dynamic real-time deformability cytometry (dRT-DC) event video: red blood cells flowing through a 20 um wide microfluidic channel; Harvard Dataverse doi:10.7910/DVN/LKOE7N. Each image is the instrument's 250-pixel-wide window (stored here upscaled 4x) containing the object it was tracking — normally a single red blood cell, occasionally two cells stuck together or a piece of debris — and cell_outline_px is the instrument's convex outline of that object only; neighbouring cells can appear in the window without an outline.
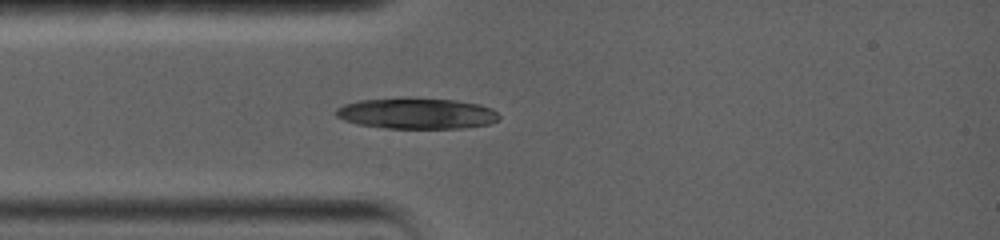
{"species": "common noctule bat (a hibernating species)", "species_latin": "Nyctalus noctula", "temperature_condition": "warm", "stored_images_in_passage": 9, "camera_frame_rate_fps": 5000, "um_per_image_px": 0.085, "animal": {"sex": "female", "body_mass_g": 19.0, "forearm_length_mm": 56.7}, "frame": {"image": 1, "passage_image": 1, "time_ms": 0.0, "image_size_px": [1000, 240], "cell_outline_px": [[500, 120], [488, 124], [460, 128], [384, 128], [356, 124], [344, 120], [336, 116], [336, 108], [344, 104], [360, 100], [456, 100], [480, 104], [492, 108], [500, 116]], "centroid_in_image_um": [35.45, 9.68], "position_along_channel_um": 49.6, "area_um2": 28.61}}
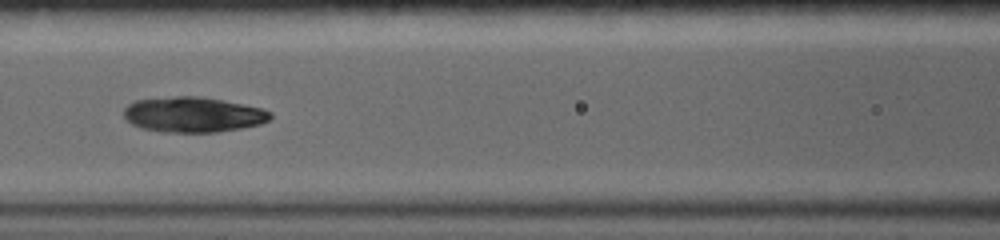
{"frame": {"image": 2, "passage_image": 6, "time_ms": 2.8, "image_size_px": [1000, 240], "cell_outline_px": [[272, 120], [260, 124], [240, 128], [216, 132], [160, 132], [140, 128], [132, 124], [124, 116], [124, 108], [128, 104], [136, 100], [176, 96], [200, 96], [224, 100], [264, 108], [272, 112]], "centroid_in_image_um": [16.45, 9.74], "position_along_channel_um": 150.2, "area_um2": 30.4}}
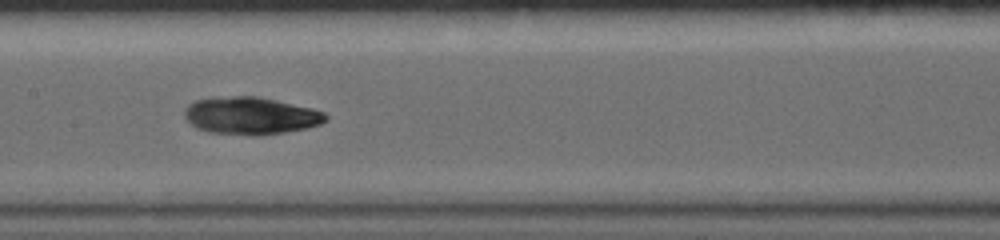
{"frame": {"image": 3, "passage_image": 8, "time_ms": 3.8, "image_size_px": [1000, 240], "cell_outline_px": [[328, 120], [320, 124], [308, 128], [284, 132], [256, 136], [252, 136], [208, 132], [196, 128], [184, 116], [184, 108], [188, 104], [196, 100], [212, 96], [256, 96], [276, 100], [312, 108], [324, 112], [328, 116]], "centroid_in_image_um": [21.29, 9.83], "position_along_channel_um": 186.1, "area_um2": 31.15}}